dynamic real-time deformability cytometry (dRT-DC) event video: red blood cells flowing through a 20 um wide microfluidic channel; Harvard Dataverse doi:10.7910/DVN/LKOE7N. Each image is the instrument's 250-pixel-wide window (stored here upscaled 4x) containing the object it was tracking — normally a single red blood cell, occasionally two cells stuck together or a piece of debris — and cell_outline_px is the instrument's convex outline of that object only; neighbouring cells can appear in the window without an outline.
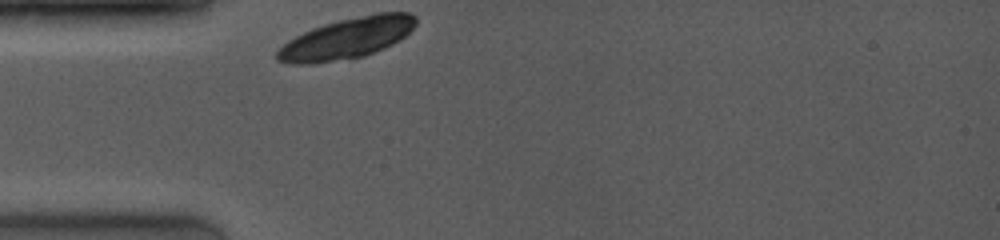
{"species": "common noctule bat (a hibernating species)", "species_latin": "Nyctalus noctula", "temperature_condition": "room temperature", "stored_images_in_passage": 3, "camera_frame_rate_fps": 4000, "um_per_image_px": 0.085, "animal": {"sex": "female", "body_mass_g": 19.0, "forearm_length_mm": 53.3}, "frame": {"image": 1, "passage_image": 1, "time_ms": 0.0, "image_size_px": [1000, 240], "cell_outline_px": [[416, 24], [400, 40], [384, 48], [364, 56], [312, 64], [288, 64], [276, 60], [276, 52], [288, 40], [312, 28], [324, 24], [340, 20], [376, 12], [412, 12], [416, 16]], "centroid_in_image_um": [29.49, 3.25], "position_along_channel_um": 55.5, "area_um2": 32.95}}